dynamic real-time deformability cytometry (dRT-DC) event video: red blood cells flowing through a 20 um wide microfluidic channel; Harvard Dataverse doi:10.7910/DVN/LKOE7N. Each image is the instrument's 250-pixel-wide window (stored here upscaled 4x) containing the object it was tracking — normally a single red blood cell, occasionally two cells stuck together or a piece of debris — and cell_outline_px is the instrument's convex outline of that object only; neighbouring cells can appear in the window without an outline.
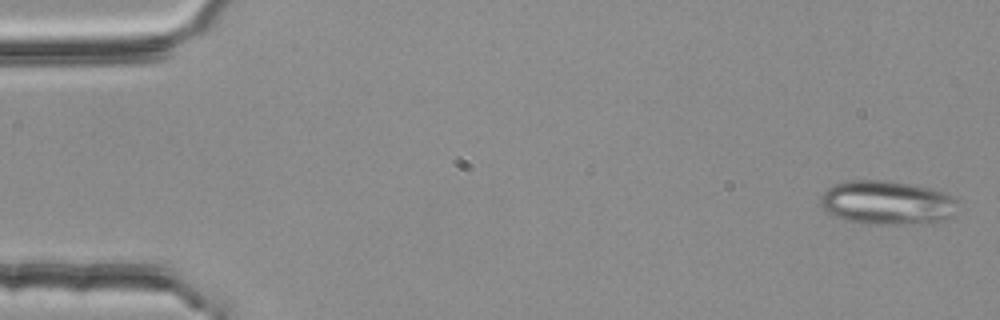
{"species": "common noctule bat (a hibernating species)", "species_latin": "Nyctalus noctula", "temperature_condition": "room temperature", "stored_images_in_passage": 54, "camera_frame_rate_fps": 3000, "um_per_image_px": 0.085, "animal": {"sex": "female", "body_mass_g": 25.1}, "frame": {"image": 1, "passage_image": 2, "time_ms": 0.333, "image_size_px": [1000, 320], "cell_outline_px": [[956, 212], [952, 216], [944, 220], [900, 224], [860, 224], [844, 220], [828, 212], [820, 204], [820, 196], [828, 188], [836, 184], [848, 180], [888, 180], [928, 188], [944, 192], [956, 200]], "centroid_in_image_um": [75.36, 17.23], "position_along_channel_um": 9.6, "area_um2": 34.97}}
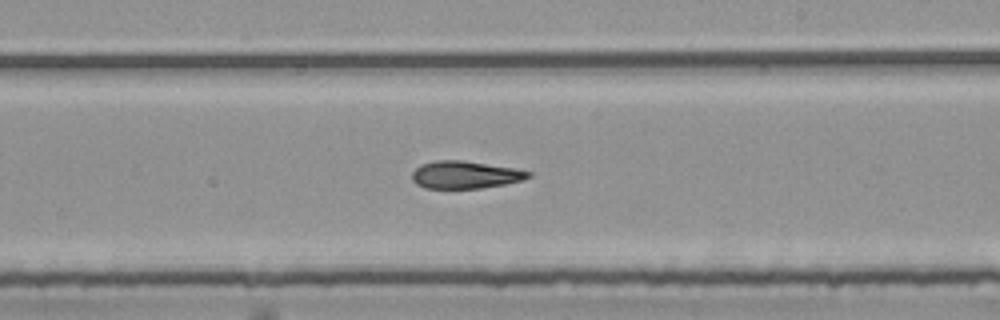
{"frame": {"image": 2, "passage_image": 32, "time_ms": 10.333, "image_size_px": [1000, 320], "cell_outline_px": [[532, 176], [520, 180], [504, 184], [480, 188], [424, 188], [416, 184], [412, 180], [412, 172], [420, 164], [436, 160], [464, 160], [516, 168], [532, 172]], "centroid_in_image_um": [39.52, 14.84], "position_along_channel_um": 249.5, "area_um2": 18.73}}
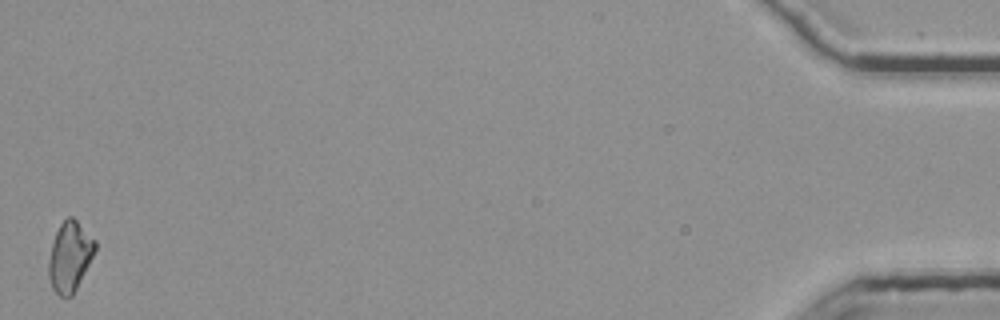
{"frame": {"image": 3, "passage_image": 54, "time_ms": 17.667, "image_size_px": [1000, 320], "cell_outline_px": [[96, 252], [72, 296], [60, 296], [52, 288], [48, 276], [48, 260], [52, 244], [56, 232], [60, 224], [68, 216], [72, 216], [96, 240]], "centroid_in_image_um": [5.94, 21.8], "position_along_channel_um": 429.3, "area_um2": 18.96}, "authors_computed_cell_mechanics": {"area_um2": 19.4497, "velocity_mm_per_s": 3.7938, "shape_relaxation_time_tau1_ms": null, "shape_relaxation_time_tau2_ms": 5.9114, "deformation_change_tau1": null, "deformation_change_tau2": 0.1658}}